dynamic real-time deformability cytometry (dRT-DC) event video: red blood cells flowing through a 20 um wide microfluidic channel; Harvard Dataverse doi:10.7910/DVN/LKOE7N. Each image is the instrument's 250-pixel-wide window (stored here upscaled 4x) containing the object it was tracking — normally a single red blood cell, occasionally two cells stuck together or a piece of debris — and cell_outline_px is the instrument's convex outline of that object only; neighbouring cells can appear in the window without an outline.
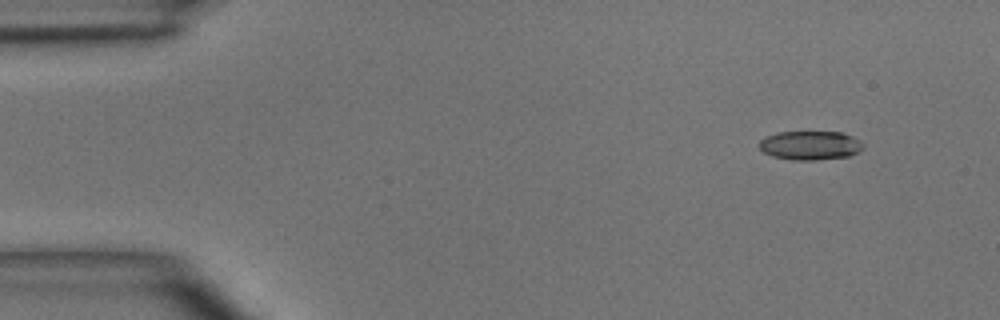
{"species": "common noctule bat (a hibernating species)", "species_latin": "Nyctalus noctula", "temperature_condition": "room temperature", "stored_images_in_passage": 6, "camera_frame_rate_fps": 3000, "um_per_image_px": 0.085, "animal": {"sex": "male", "body_mass_g": 15.6}, "frame": {"image": 1, "passage_image": 1, "time_ms": 0.0, "image_size_px": [1000, 320], "cell_outline_px": [[864, 148], [848, 156], [816, 160], [792, 160], [772, 156], [764, 152], [760, 148], [760, 140], [764, 136], [776, 132], [844, 132], [860, 140], [864, 144]], "centroid_in_image_um": [68.87, 12.35], "position_along_channel_um": 16.1, "area_um2": 17.63}}
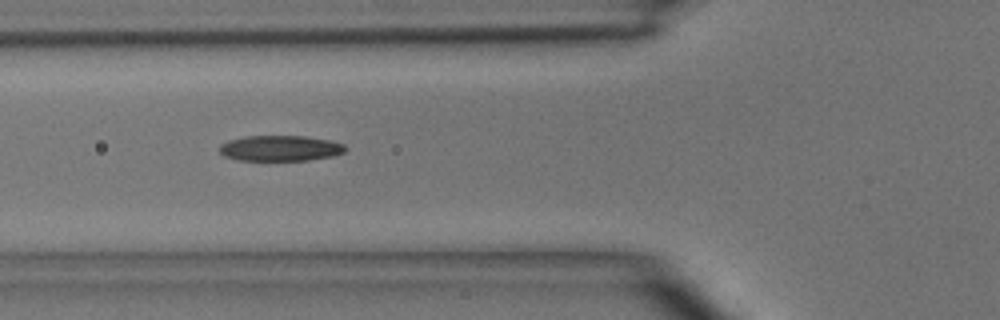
{"frame": {"image": 2, "passage_image": 5, "time_ms": 4.333, "image_size_px": [1000, 320], "cell_outline_px": [[348, 148], [344, 152], [332, 156], [308, 160], [236, 160], [224, 156], [220, 152], [220, 144], [228, 140], [244, 136], [304, 136], [332, 140], [344, 144]], "centroid_in_image_um": [23.83, 12.59], "position_along_channel_um": 102.0, "area_um2": 18.9}}